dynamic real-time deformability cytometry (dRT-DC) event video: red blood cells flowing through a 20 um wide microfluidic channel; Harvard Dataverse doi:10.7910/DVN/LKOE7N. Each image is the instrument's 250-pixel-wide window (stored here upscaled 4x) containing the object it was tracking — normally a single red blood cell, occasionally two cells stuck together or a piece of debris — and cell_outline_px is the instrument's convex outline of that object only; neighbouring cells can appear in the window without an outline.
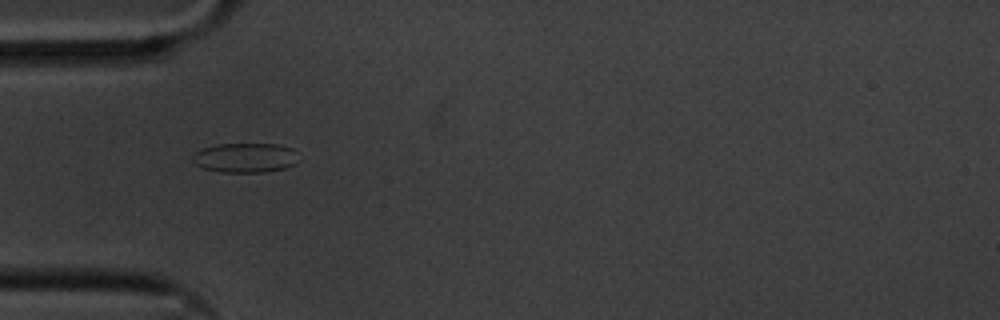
{"species": "common noctule bat (a hibernating species)", "species_latin": "Nyctalus noctula", "temperature_condition": "cold", "stored_images_in_passage": 44, "camera_frame_rate_fps": 3000, "um_per_image_px": 0.085, "animal": {"sex": "male", "body_mass_g": 20.1, "forearm_length_mm": 53.5}, "frame": {"image": 1, "passage_image": 2, "time_ms": 0.333, "image_size_px": [1000, 320], "cell_outline_px": [[292, 164], [284, 168], [264, 172], [220, 172], [204, 168], [196, 164], [192, 160], [192, 156], [196, 152], [204, 148], [216, 144], [276, 144], [292, 148]], "centroid_in_image_um": [20.73, 13.4], "position_along_channel_um": 64.3, "area_um2": 17.69}}
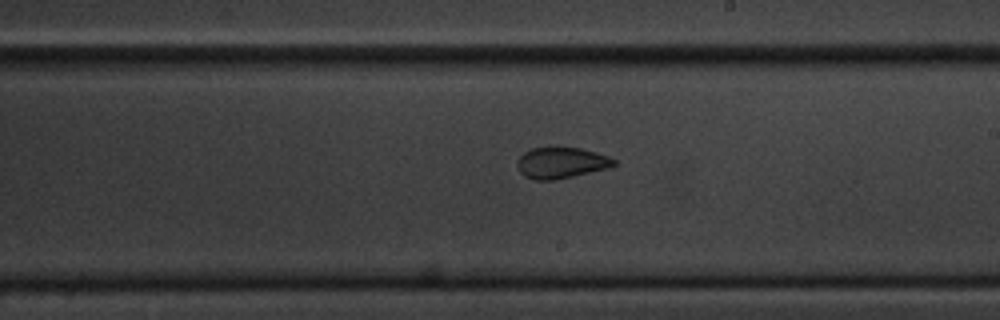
{"frame": {"image": 2, "passage_image": 18, "time_ms": 5.667, "image_size_px": [1000, 320], "cell_outline_px": [[616, 164], [608, 168], [572, 176], [552, 180], [536, 180], [524, 176], [520, 172], [516, 164], [516, 160], [524, 152], [532, 148], [556, 144], [580, 148], [596, 152], [608, 156], [616, 160]], "centroid_in_image_um": [47.66, 13.79], "position_along_channel_um": 241.3, "area_um2": 18.03}}
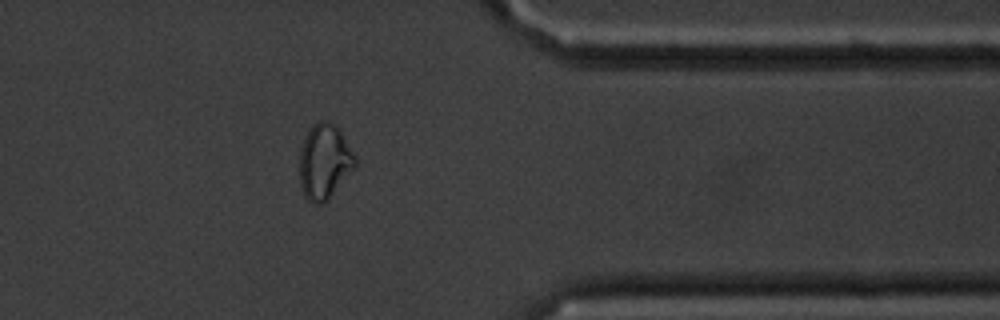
{"frame": {"image": 3, "passage_image": 32, "time_ms": 10.333, "image_size_px": [1000, 320], "cell_outline_px": [[356, 168], [328, 200], [324, 204], [312, 204], [304, 196], [300, 188], [300, 148], [312, 124], [320, 120], [328, 120], [340, 132], [356, 156]], "centroid_in_image_um": [27.58, 13.79], "position_along_channel_um": 383.8, "area_um2": 24.51}, "authors_computed_cell_mechanics": {"area_um2": 18.6405, "velocity_mm_per_s": 3.3262, "shape_relaxation_time_tau1_ms": 8.5285, "shape_relaxation_time_tau2_ms": 1.7872, "deformation_change_tau1": 0.1272, "deformation_change_tau2": 0.0701}}